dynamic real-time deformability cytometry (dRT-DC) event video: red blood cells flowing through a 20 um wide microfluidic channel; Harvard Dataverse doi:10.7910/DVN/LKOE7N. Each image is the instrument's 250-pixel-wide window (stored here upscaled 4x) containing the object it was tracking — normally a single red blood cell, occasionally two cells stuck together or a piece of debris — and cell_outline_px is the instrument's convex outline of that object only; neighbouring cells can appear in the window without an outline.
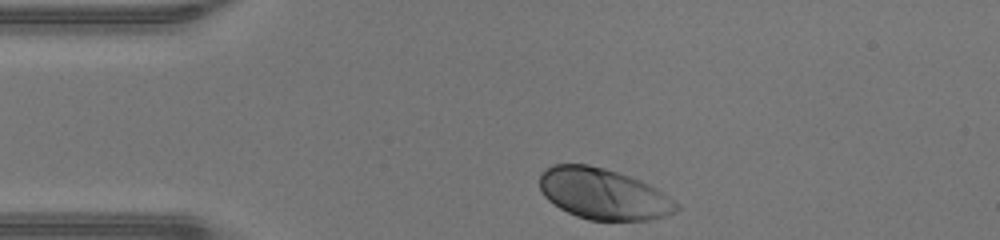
{"species": "human", "species_latin": "Homo sapiens", "temperature_condition": "warm", "stored_images_in_passage": 29, "camera_frame_rate_fps": 3000, "um_per_image_px": 0.085, "donor": {"sex": "male"}, "frame": {"image": 1, "passage_image": 1, "time_ms": 0.0, "image_size_px": [1000, 240], "cell_outline_px": [[680, 208], [664, 216], [648, 220], [588, 220], [576, 216], [560, 208], [548, 200], [544, 196], [540, 188], [540, 172], [544, 168], [552, 164], [588, 164], [604, 168], [640, 180], [656, 188], [680, 204]], "centroid_in_image_um": [51.25, 16.47], "position_along_channel_um": 33.7, "area_um2": 40.58}}
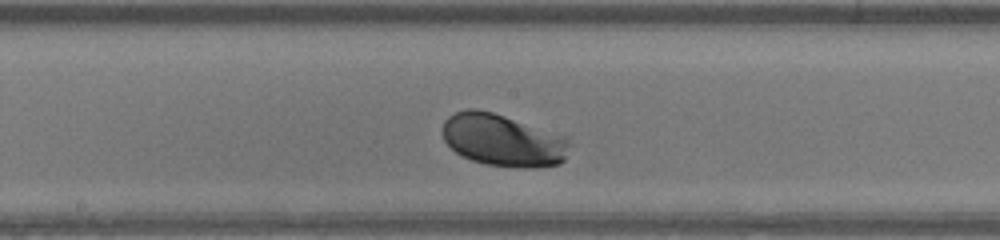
{"frame": {"image": 2, "passage_image": 16, "time_ms": 5.0, "image_size_px": [1000, 240], "cell_outline_px": [[568, 144], [564, 160], [560, 164], [532, 168], [516, 168], [484, 164], [472, 160], [456, 152], [444, 140], [440, 132], [444, 120], [448, 116], [456, 112], [468, 108], [476, 108], [492, 112], [568, 136]], "centroid_in_image_um": [42.72, 11.91], "position_along_channel_um": 205.5, "area_um2": 38.9}}
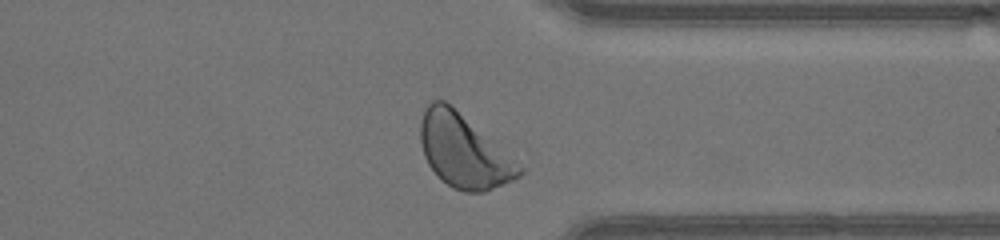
{"frame": {"image": 3, "passage_image": 28, "time_ms": 9.0, "image_size_px": [1000, 240], "cell_outline_px": [[524, 172], [520, 176], [512, 180], [484, 192], [464, 192], [452, 188], [436, 176], [428, 164], [424, 156], [420, 140], [420, 120], [424, 108], [432, 100], [444, 100], [524, 168]], "centroid_in_image_um": [39.36, 12.87], "position_along_channel_um": 372.0, "area_um2": 41.5}, "authors_computed_cell_mechanics": {"area_um2": 38.8416, "velocity_mm_per_s": 4.2615, "shape_relaxation_time_tau1_ms": 0.6779, "shape_relaxation_time_tau2_ms": null, "deformation_change_tau1": 0.085, "deformation_change_tau2": null}}